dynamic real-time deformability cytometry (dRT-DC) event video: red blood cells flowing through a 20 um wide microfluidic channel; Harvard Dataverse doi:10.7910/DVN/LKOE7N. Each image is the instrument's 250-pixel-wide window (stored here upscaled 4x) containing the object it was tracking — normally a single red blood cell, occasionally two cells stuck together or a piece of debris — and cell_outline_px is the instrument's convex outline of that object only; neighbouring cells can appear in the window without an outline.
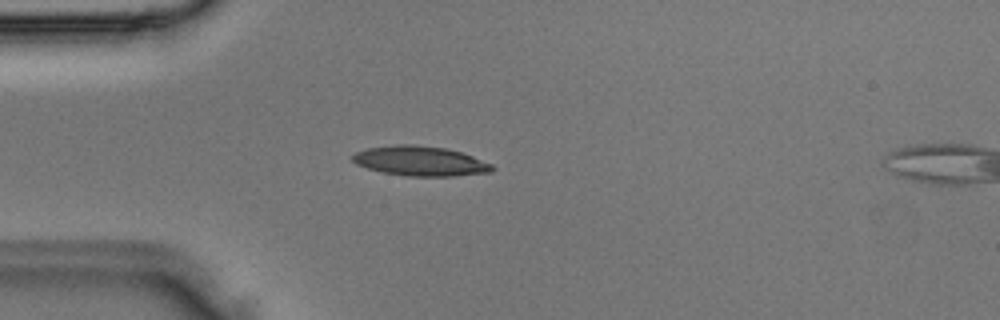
{"species": "Egyptian fruit bat (a non-hibernating species)", "species_latin": "Rousettus aegyptiacus", "temperature_condition": "room temperature", "stored_images_in_passage": 2, "camera_frame_rate_fps": 3000, "um_per_image_px": 0.085, "animal": {"sex": "male"}, "frame": {"image": 1, "passage_image": 1, "time_ms": 0.0, "image_size_px": [1000, 320], "cell_outline_px": [[496, 168], [492, 172], [456, 176], [408, 176], [384, 172], [368, 168], [356, 164], [352, 160], [352, 156], [356, 152], [368, 148], [396, 144], [412, 144], [444, 148], [460, 152], [472, 156], [492, 164]], "centroid_in_image_um": [35.74, 13.69], "position_along_channel_um": 49.3, "area_um2": 24.1}}